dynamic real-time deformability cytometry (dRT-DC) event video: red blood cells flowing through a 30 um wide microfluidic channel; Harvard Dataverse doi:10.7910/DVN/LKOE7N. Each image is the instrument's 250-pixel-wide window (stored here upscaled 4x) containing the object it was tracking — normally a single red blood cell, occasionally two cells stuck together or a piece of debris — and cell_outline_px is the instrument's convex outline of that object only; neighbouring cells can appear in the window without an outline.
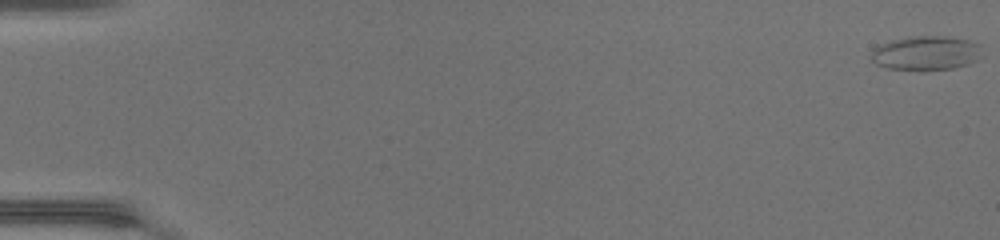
{"species": "common noctule bat (a hibernating species)", "species_latin": "Nyctalus noctula", "temperature_condition": "warm", "stored_images_in_passage": 50, "camera_frame_rate_fps": 3000, "um_per_image_px": 0.085, "animal": {"sex": "female", "body_mass_g": 17.0, "forearm_length_mm": 48.0}, "frame": {"image": 1, "passage_image": 1, "time_ms": 0.0, "image_size_px": [1000, 240], "cell_outline_px": [[980, 44], [976, 60], [968, 64], [956, 68], [924, 72], [888, 68], [876, 64], [872, 60], [872, 48], [880, 44], [892, 40], [908, 36], [944, 36], [968, 40]], "centroid_in_image_um": [78.66, 4.53], "position_along_channel_um": 6.3, "area_um2": 22.43}}
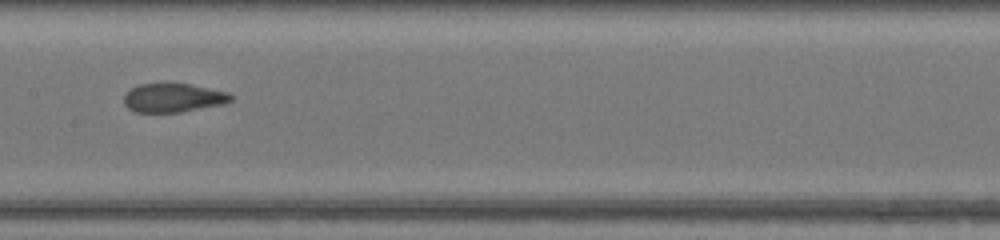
{"frame": {"image": 2, "passage_image": 27, "time_ms": 8.667, "image_size_px": [1000, 240], "cell_outline_px": [[232, 100], [224, 104], [180, 112], [136, 112], [128, 108], [124, 104], [124, 96], [132, 88], [140, 84], [188, 84], [228, 92], [232, 96]], "centroid_in_image_um": [14.73, 8.32], "position_along_channel_um": 192.7, "area_um2": 17.69}}
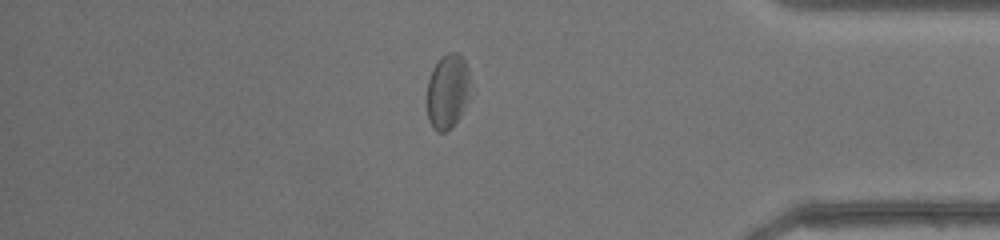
{"frame": {"image": 3, "passage_image": 43, "time_ms": 14.0, "image_size_px": [1000, 240], "cell_outline_px": [[468, 96], [460, 116], [444, 132], [436, 132], [432, 128], [428, 120], [428, 80], [432, 68], [448, 52], [456, 52], [464, 60], [468, 68]], "centroid_in_image_um": [38.02, 7.77], "position_along_channel_um": 397.2, "area_um2": 18.26}}